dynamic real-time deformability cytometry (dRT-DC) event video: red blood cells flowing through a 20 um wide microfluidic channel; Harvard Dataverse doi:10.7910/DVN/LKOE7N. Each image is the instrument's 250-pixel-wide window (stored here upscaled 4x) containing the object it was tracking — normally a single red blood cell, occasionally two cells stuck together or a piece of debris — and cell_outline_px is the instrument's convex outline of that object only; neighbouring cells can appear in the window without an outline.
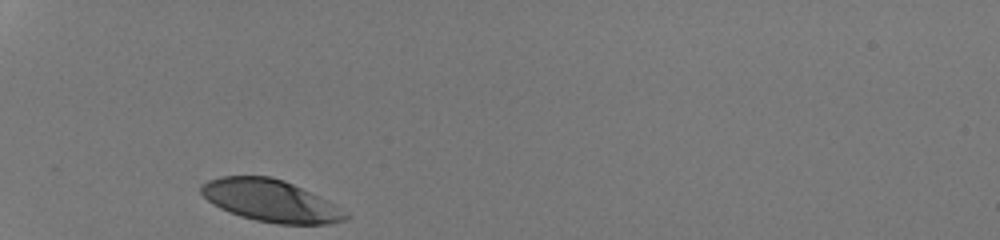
{"species": "human", "species_latin": "Homo sapiens", "temperature_condition": "room temperature", "stored_images_in_passage": 27, "camera_frame_rate_fps": 3000, "um_per_image_px": 0.085, "donor": {"sex": "male"}, "frame": {"image": 1, "passage_image": 1, "time_ms": 0.0, "image_size_px": [1000, 240], "cell_outline_px": [[352, 216], [348, 220], [328, 224], [276, 224], [256, 220], [240, 216], [228, 212], [220, 208], [208, 200], [200, 192], [200, 184], [208, 180], [220, 176], [272, 176], [284, 180], [320, 196], [328, 200], [348, 212]], "centroid_in_image_um": [23.04, 17.06], "position_along_channel_um": 62.0, "area_um2": 35.72}}
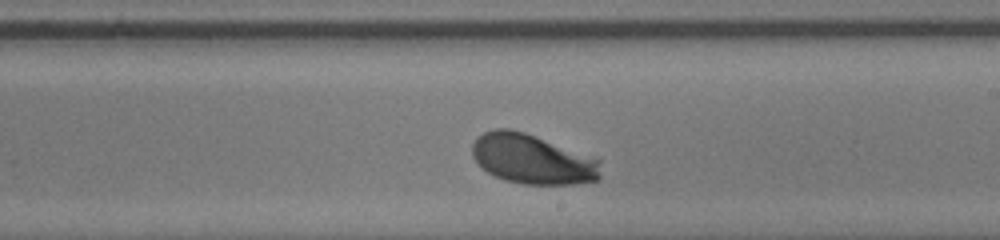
{"frame": {"image": 2, "passage_image": 16, "time_ms": 5.0, "image_size_px": [1000, 240], "cell_outline_px": [[600, 180], [576, 184], [524, 184], [504, 180], [480, 168], [472, 156], [472, 144], [476, 136], [484, 132], [496, 128], [508, 128], [524, 132], [600, 160]], "centroid_in_image_um": [45.2, 13.53], "position_along_channel_um": 243.8, "area_um2": 37.17}}
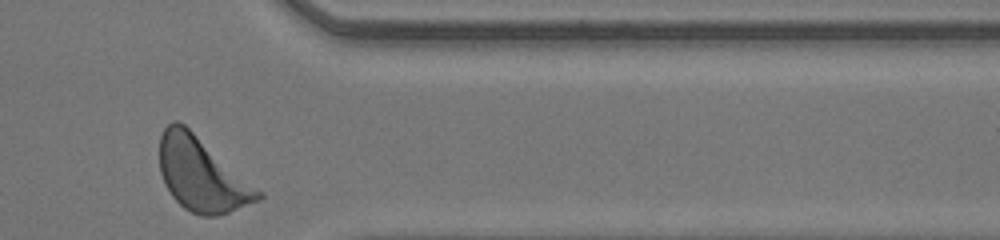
{"frame": {"image": 3, "passage_image": 27, "time_ms": 8.667, "image_size_px": [1000, 240], "cell_outline_px": [[264, 196], [260, 200], [228, 212], [216, 216], [200, 216], [184, 208], [172, 196], [164, 184], [160, 172], [160, 136], [164, 128], [172, 120], [176, 120], [184, 124], [264, 192]], "centroid_in_image_um": [17.16, 14.83], "position_along_channel_um": 394.2, "area_um2": 42.19}, "authors_computed_cell_mechanics": {"area_um2": 36.992, "velocity_mm_per_s": 4.1899, "shape_relaxation_time_tau1_ms": 1.6509, "shape_relaxation_time_tau2_ms": null, "deformation_change_tau1": 0.1371, "deformation_change_tau2": null}}